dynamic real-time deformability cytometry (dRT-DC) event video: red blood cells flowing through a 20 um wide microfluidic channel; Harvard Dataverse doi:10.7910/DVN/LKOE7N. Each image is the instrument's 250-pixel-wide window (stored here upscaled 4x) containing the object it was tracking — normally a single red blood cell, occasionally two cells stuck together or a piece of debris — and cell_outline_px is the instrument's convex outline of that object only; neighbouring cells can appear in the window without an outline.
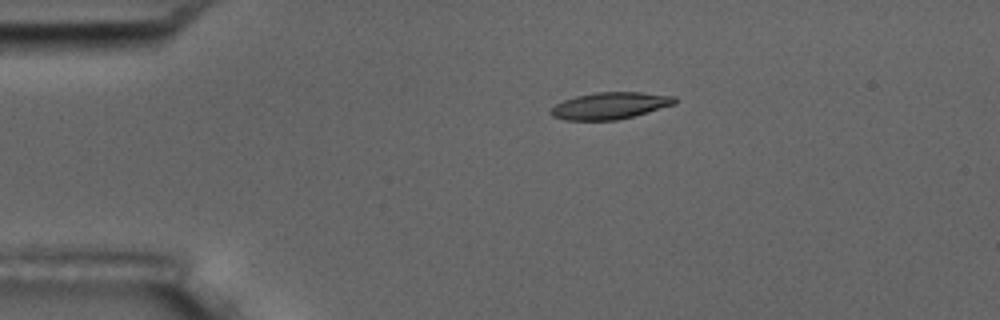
{"species": "common noctule bat (a hibernating species)", "species_latin": "Nyctalus noctula", "temperature_condition": "room temperature", "stored_images_in_passage": 11, "camera_frame_rate_fps": 3000, "um_per_image_px": 0.085, "animal": {"sex": "male", "body_mass_g": 17.5, "forearm_length_mm": 52.3}, "frame": {"image": 1, "passage_image": 4, "time_ms": 3.333, "image_size_px": [1000, 320], "cell_outline_px": [[676, 104], [632, 116], [616, 120], [564, 120], [552, 116], [548, 112], [556, 104], [564, 100], [576, 96], [596, 92], [640, 92], [676, 96]], "centroid_in_image_um": [51.84, 8.98], "position_along_channel_um": 33.2, "area_um2": 19.31}}
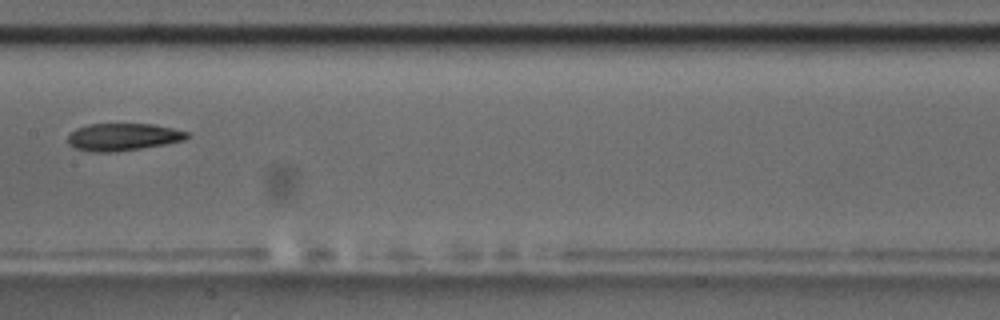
{"frame": {"image": 2, "passage_image": 8, "time_ms": 9.0, "image_size_px": [1000, 320], "cell_outline_px": [[192, 136], [184, 140], [164, 144], [140, 148], [112, 152], [88, 152], [76, 148], [68, 144], [68, 136], [76, 128], [88, 124], [152, 124], [172, 128], [188, 132]], "centroid_in_image_um": [10.45, 11.64], "position_along_channel_um": 197.0, "area_um2": 18.96}}
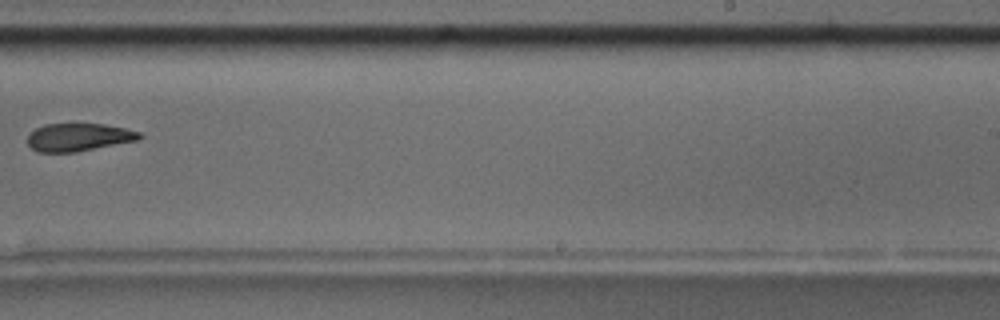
{"frame": {"image": 3, "passage_image": 10, "time_ms": 11.333, "image_size_px": [1000, 320], "cell_outline_px": [[144, 136], [136, 140], [76, 152], [40, 152], [32, 148], [28, 144], [28, 136], [36, 128], [44, 124], [104, 124], [124, 128], [140, 132]], "centroid_in_image_um": [6.68, 11.66], "position_along_channel_um": 282.3, "area_um2": 17.92}}